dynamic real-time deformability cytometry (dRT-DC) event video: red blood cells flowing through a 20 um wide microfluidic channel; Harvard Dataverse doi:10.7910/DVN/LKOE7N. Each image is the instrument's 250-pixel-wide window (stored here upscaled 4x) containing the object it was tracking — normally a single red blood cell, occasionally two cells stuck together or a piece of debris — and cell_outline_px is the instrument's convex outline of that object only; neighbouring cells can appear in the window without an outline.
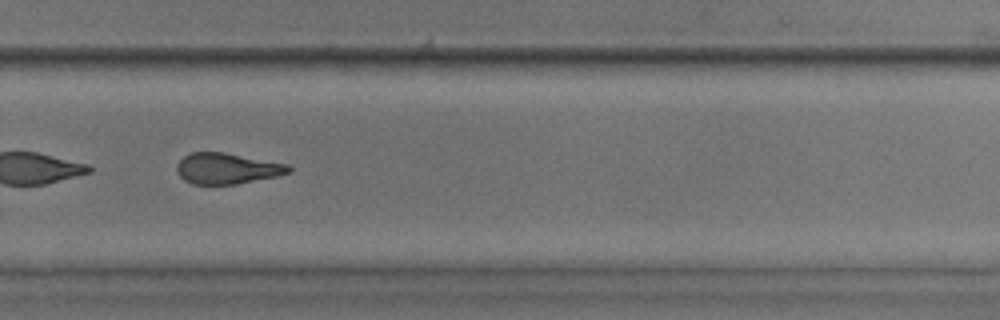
{"species": "common noctule bat (a hibernating species)", "species_latin": "Nyctalus noctula", "temperature_condition": "room temperature", "stored_images_in_passage": 47, "camera_frame_rate_fps": 3000, "um_per_image_px": 0.085, "animal": {"sex": "male", "body_mass_g": 17.9, "forearm_length_mm": 54.2}, "frame": {"image": 1, "passage_image": 33, "time_ms": 10.667, "image_size_px": [1000, 320], "cell_outline_px": [[292, 172], [276, 176], [236, 184], [192, 184], [184, 180], [180, 176], [176, 168], [176, 164], [184, 156], [192, 152], [224, 152], [288, 164], [292, 168]], "centroid_in_image_um": [19.3, 14.32], "position_along_channel_um": 310.5, "area_um2": 20.11}, "authors_computed_cell_mechanics": {"area_um2": 21.5594, "velocity_mm_per_s": 4.1183, "shape_relaxation_time_tau1_ms": 8.4311, "shape_relaxation_time_tau2_ms": 2.7081, "deformation_change_tau1": 0.2455, "deformation_change_tau2": 0.1305}}